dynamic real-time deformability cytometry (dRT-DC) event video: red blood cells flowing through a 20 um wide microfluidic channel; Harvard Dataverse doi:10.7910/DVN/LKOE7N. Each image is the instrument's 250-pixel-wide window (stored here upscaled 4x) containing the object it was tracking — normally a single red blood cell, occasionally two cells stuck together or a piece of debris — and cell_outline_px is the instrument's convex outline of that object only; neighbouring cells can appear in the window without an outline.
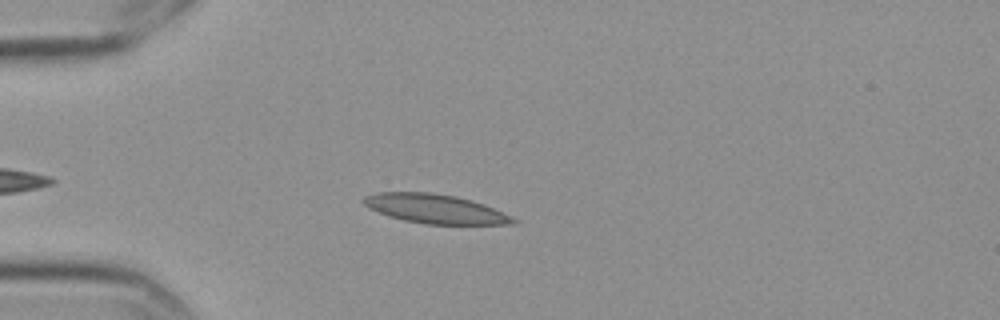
{"species": "Egyptian fruit bat (a non-hibernating species)", "species_latin": "Rousettus aegyptiacus", "temperature_condition": "cold", "stored_images_in_passage": 10, "camera_frame_rate_fps": 3000, "um_per_image_px": 0.085, "frame": {"image": 1, "passage_image": 5, "time_ms": 1.333, "image_size_px": [1000, 320], "cell_outline_px": [[520, 220], [516, 224], [428, 224], [404, 220], [388, 216], [368, 208], [360, 200], [364, 196], [376, 192], [428, 192], [456, 196], [472, 200], [484, 204]], "centroid_in_image_um": [36.97, 17.74], "position_along_channel_um": 48.0, "area_um2": 25.49}}
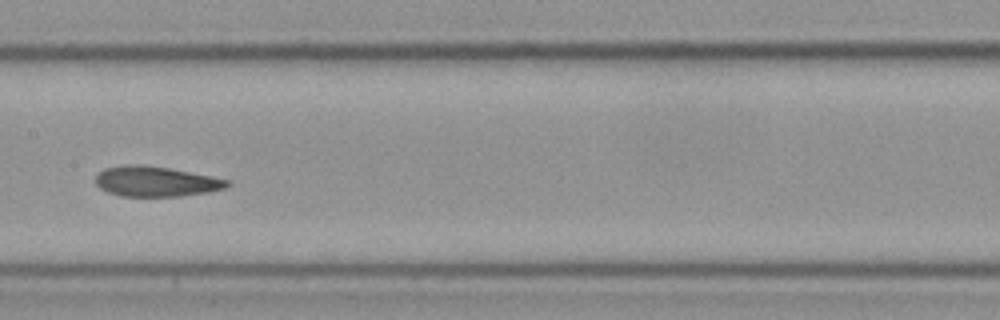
{"frame": {"image": 2, "passage_image": 9, "time_ms": 2.667, "image_size_px": [1000, 320], "cell_outline_px": [[232, 184], [224, 188], [208, 192], [180, 196], [120, 196], [108, 192], [100, 188], [96, 184], [96, 176], [104, 168], [132, 164], [136, 164], [168, 168], [228, 180]], "centroid_in_image_um": [13.22, 15.43], "position_along_channel_um": 194.2, "area_um2": 22.77}}
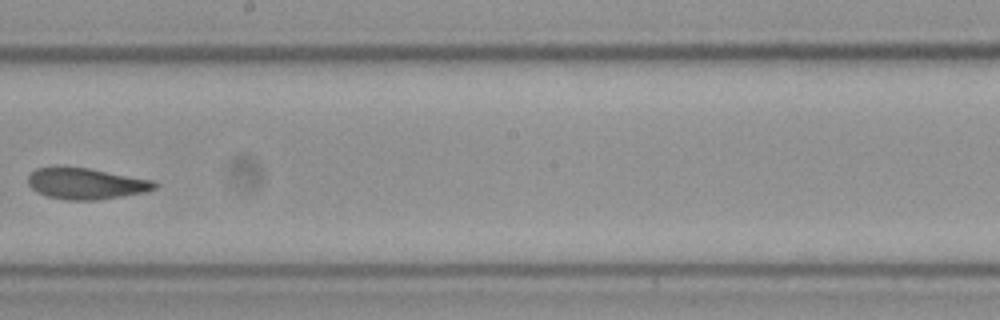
{"frame": {"image": 3, "passage_image": 10, "time_ms": 3.0, "image_size_px": [1000, 320], "cell_outline_px": [[156, 188], [144, 192], [124, 196], [96, 200], [68, 200], [48, 196], [36, 192], [28, 184], [28, 176], [36, 168], [88, 168], [156, 180]], "centroid_in_image_um": [7.35, 15.62], "position_along_channel_um": 240.8, "area_um2": 22.77}}